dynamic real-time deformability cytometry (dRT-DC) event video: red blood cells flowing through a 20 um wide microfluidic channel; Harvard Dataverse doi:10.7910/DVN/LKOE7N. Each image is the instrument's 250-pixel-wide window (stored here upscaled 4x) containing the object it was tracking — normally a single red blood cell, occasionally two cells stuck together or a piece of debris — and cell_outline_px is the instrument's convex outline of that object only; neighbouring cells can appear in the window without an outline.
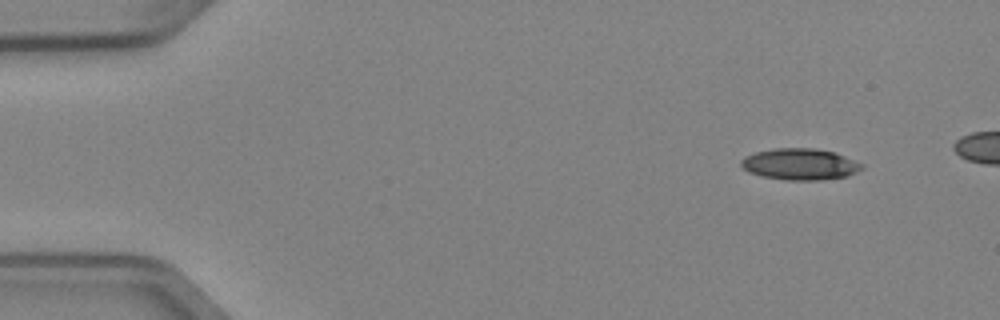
{"species": "Egyptian fruit bat (a non-hibernating species)", "species_latin": "Rousettus aegyptiacus", "temperature_condition": "cold", "stored_images_in_passage": 9, "camera_frame_rate_fps": 3000, "um_per_image_px": 0.085, "animal": {"sex": "female"}, "frame": {"image": 1, "passage_image": 1, "time_ms": 0.0, "image_size_px": [1000, 320], "cell_outline_px": [[864, 168], [848, 176], [820, 180], [788, 180], [760, 176], [748, 172], [740, 164], [740, 160], [744, 156], [756, 152], [776, 148], [816, 148], [832, 152], [844, 156], [864, 164]], "centroid_in_image_um": [67.99, 13.96], "position_along_channel_um": 17.0, "area_um2": 22.14}}